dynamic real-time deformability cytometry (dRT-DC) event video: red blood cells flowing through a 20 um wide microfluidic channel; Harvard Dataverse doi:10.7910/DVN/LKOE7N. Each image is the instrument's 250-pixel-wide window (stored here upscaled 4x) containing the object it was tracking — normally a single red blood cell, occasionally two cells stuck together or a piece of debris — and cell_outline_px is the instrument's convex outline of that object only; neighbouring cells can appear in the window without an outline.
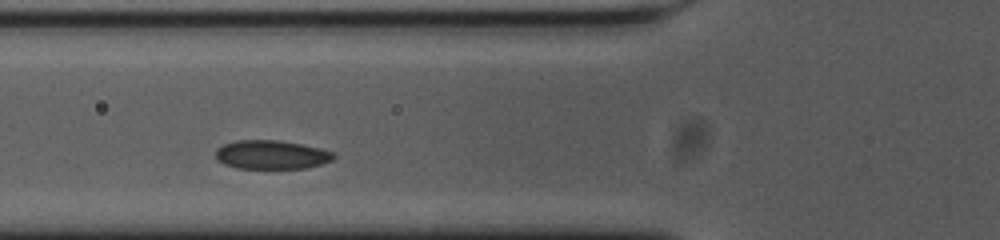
{"species": "common noctule bat (a hibernating species)", "species_latin": "Nyctalus noctula", "temperature_condition": "cold", "stored_images_in_passage": 30, "camera_frame_rate_fps": 3000, "um_per_image_px": 0.085, "animal": {"sex": "female", "body_mass_g": 23.0, "forearm_length_mm": 53.4}, "frame": {"image": 1, "passage_image": 7, "time_ms": 2.0, "image_size_px": [1000, 240], "cell_outline_px": [[336, 156], [332, 160], [320, 164], [304, 168], [236, 168], [224, 164], [216, 160], [216, 148], [224, 144], [236, 140], [280, 140], [320, 148], [336, 152]], "centroid_in_image_um": [23.06, 13.14], "position_along_channel_um": 102.7, "area_um2": 19.88}}
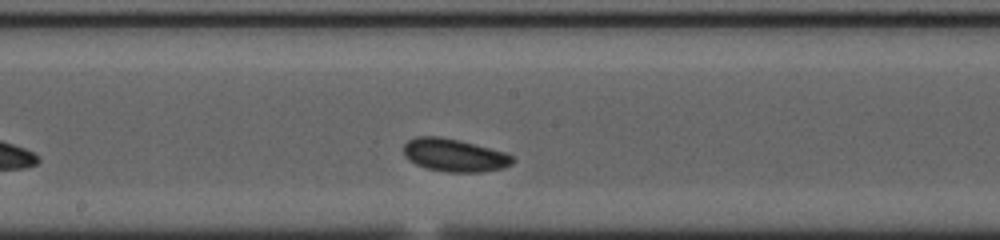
{"frame": {"image": 2, "passage_image": 16, "time_ms": 5.0, "image_size_px": [1000, 240], "cell_outline_px": [[516, 160], [512, 164], [504, 168], [480, 172], [448, 172], [428, 168], [416, 164], [408, 160], [404, 156], [404, 144], [408, 140], [416, 136], [440, 136], [460, 140], [504, 152], [512, 156]], "centroid_in_image_um": [38.62, 13.18], "position_along_channel_um": 209.6, "area_um2": 20.92}}
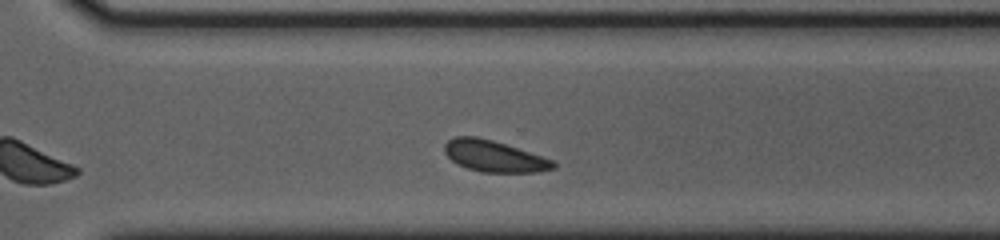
{"frame": {"image": 3, "passage_image": 26, "time_ms": 8.333, "image_size_px": [1000, 240], "cell_outline_px": [[556, 168], [536, 172], [480, 172], [456, 164], [444, 152], [444, 144], [448, 140], [456, 136], [476, 136], [492, 140], [556, 160]], "centroid_in_image_um": [42.01, 13.28], "position_along_channel_um": 328.6, "area_um2": 19.94}}